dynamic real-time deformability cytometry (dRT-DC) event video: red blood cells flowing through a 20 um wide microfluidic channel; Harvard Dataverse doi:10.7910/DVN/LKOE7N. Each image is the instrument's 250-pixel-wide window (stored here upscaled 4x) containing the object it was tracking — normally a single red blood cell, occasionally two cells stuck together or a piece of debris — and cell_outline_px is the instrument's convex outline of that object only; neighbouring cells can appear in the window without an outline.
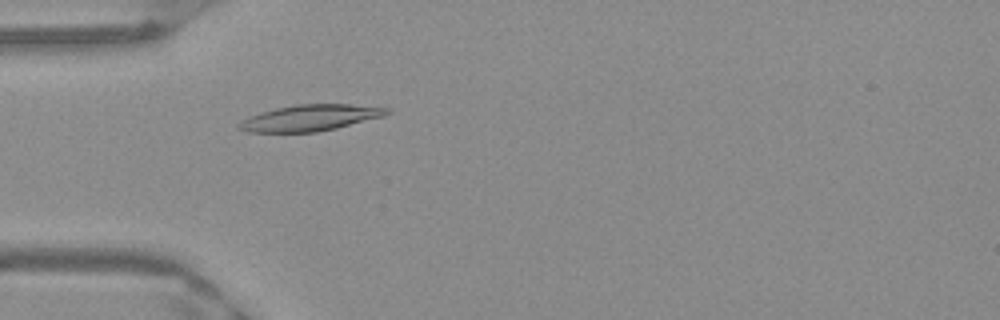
{"species": "Egyptian fruit bat (a non-hibernating species)", "species_latin": "Rousettus aegyptiacus", "temperature_condition": "warm", "stored_images_in_passage": 42, "camera_frame_rate_fps": 3000, "um_per_image_px": 0.085, "frame": {"image": 1, "passage_image": 6, "time_ms": 1.667, "image_size_px": [1000, 320], "cell_outline_px": [[392, 112], [384, 116], [336, 128], [316, 132], [248, 132], [236, 128], [236, 124], [240, 120], [248, 116], [276, 108], [296, 104], [352, 104], [392, 108]], "centroid_in_image_um": [26.36, 10.01], "position_along_channel_um": 58.6, "area_um2": 22.77}}
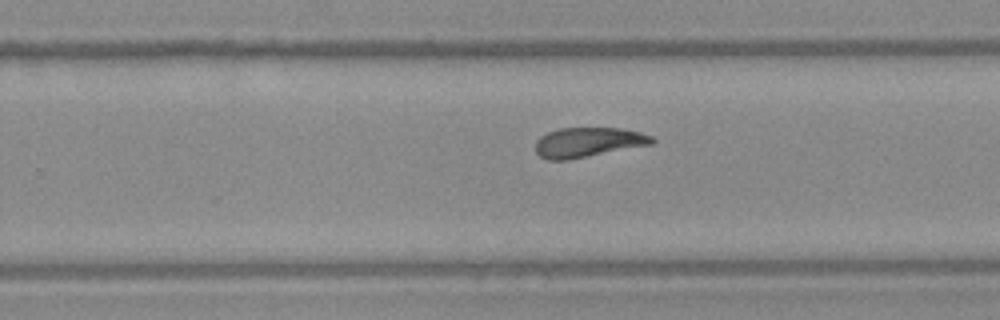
{"frame": {"image": 2, "passage_image": 23, "time_ms": 7.333, "image_size_px": [1000, 320], "cell_outline_px": [[656, 140], [652, 144], [568, 160], [548, 160], [540, 156], [536, 152], [536, 140], [540, 136], [548, 132], [560, 128], [620, 128], [640, 132], [652, 136]], "centroid_in_image_um": [49.98, 12.09], "position_along_channel_um": 279.8, "area_um2": 20.17}}
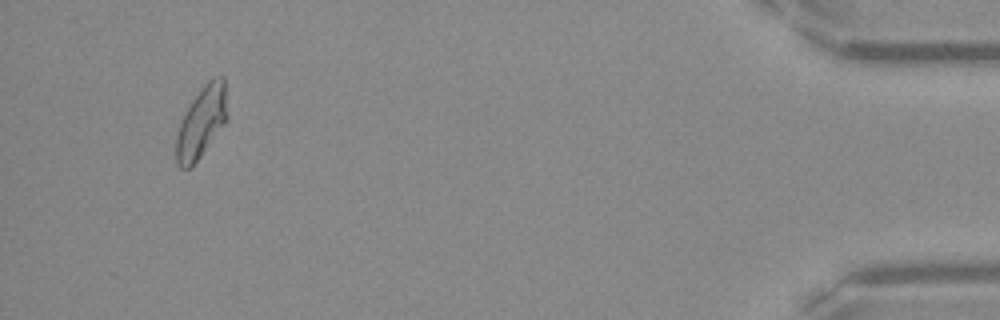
{"frame": {"image": 3, "passage_image": 39, "time_ms": 12.667, "image_size_px": [1000, 320], "cell_outline_px": [[228, 120], [200, 156], [188, 168], [180, 168], [176, 164], [176, 136], [184, 112], [192, 100], [204, 84], [212, 76], [224, 76], [228, 116]], "centroid_in_image_um": [17.14, 10.34], "position_along_channel_um": 418.1, "area_um2": 21.21}, "authors_computed_cell_mechanics": {"area_um2": 20.9236, "velocity_mm_per_s": 3.9576, "shape_relaxation_time_tau1_ms": 7.1541, "shape_relaxation_time_tau2_ms": 3.5898, "deformation_change_tau1": 0.2003, "deformation_change_tau2": 0.1115}}